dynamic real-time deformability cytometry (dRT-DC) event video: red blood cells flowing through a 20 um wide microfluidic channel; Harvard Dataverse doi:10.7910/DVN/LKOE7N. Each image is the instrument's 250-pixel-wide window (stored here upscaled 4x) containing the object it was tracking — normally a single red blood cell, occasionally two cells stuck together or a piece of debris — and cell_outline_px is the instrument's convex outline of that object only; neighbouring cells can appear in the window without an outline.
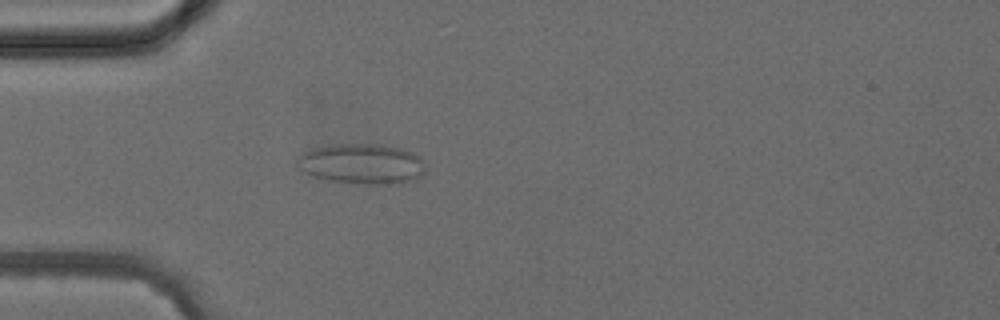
{"species": "common noctule bat (a hibernating species)", "species_latin": "Nyctalus noctula", "temperature_condition": "cold", "stored_images_in_passage": 3, "camera_frame_rate_fps": 3000, "um_per_image_px": 0.085, "animal": {"sex": "female", "body_mass_g": 24.6, "forearm_length_mm": 56.2}, "frame": {"image": 1, "passage_image": 3, "time_ms": 3.333, "image_size_px": [1000, 320], "cell_outline_px": [[424, 172], [420, 176], [400, 184], [364, 184], [332, 180], [316, 176], [300, 168], [296, 164], [296, 160], [304, 152], [312, 148], [340, 144], [380, 144], [400, 148], [412, 152], [420, 156], [424, 160]], "centroid_in_image_um": [30.81, 13.92], "position_along_channel_um": 54.2, "area_um2": 29.82}}